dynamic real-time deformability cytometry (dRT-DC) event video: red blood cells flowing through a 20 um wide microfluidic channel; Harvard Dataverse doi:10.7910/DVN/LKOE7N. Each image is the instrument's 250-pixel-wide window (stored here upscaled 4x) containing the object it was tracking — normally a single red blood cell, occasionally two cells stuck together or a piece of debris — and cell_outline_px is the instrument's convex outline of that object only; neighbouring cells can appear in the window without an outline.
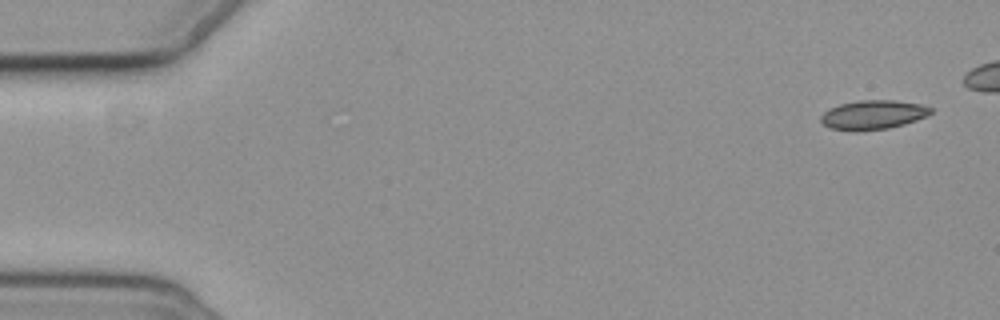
{"species": "common noctule bat (a hibernating species)", "species_latin": "Nyctalus noctula", "temperature_condition": "cold", "stored_images_in_passage": 5, "camera_frame_rate_fps": 3000, "um_per_image_px": 0.085, "animal": {"sex": "female", "body_mass_g": 19.3, "forearm_length_mm": 54.1}, "frame": {"image": 1, "passage_image": 1, "time_ms": 0.0, "image_size_px": [1000, 320], "cell_outline_px": [[932, 112], [928, 116], [904, 124], [888, 128], [856, 132], [832, 128], [824, 124], [820, 120], [820, 116], [828, 108], [840, 104], [856, 100], [896, 100], [920, 104], [932, 108]], "centroid_in_image_um": [74.2, 9.75], "position_along_channel_um": 10.8, "area_um2": 18.84}}